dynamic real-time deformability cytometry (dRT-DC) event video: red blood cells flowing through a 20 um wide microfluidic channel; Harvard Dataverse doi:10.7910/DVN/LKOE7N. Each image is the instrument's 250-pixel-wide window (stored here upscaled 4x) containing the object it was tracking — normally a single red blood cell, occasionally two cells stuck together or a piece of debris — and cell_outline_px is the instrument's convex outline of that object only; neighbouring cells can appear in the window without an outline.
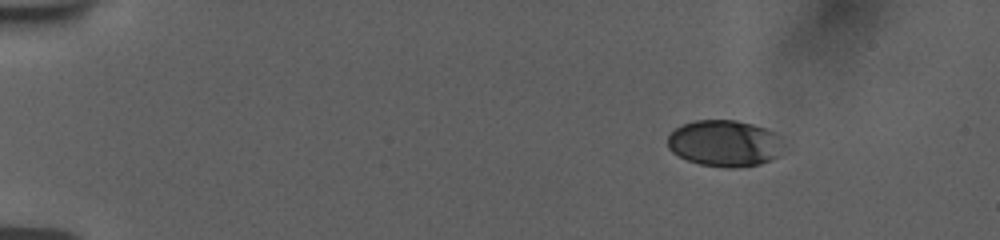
{"species": "human", "species_latin": "Homo sapiens", "temperature_condition": "room temperature", "stored_images_in_passage": 49, "camera_frame_rate_fps": 3000, "um_per_image_px": 0.085, "donor": {"sex": "female"}, "frame": {"image": 1, "passage_image": 1, "time_ms": 0.0, "image_size_px": [1000, 240], "cell_outline_px": [[780, 156], [760, 164], [732, 168], [700, 164], [688, 160], [672, 152], [668, 148], [668, 136], [676, 128], [684, 124], [696, 120], [736, 120], [752, 124], [764, 128], [772, 132], [780, 152]], "centroid_in_image_um": [61.51, 12.19], "position_along_channel_um": 23.5, "area_um2": 30.58}}
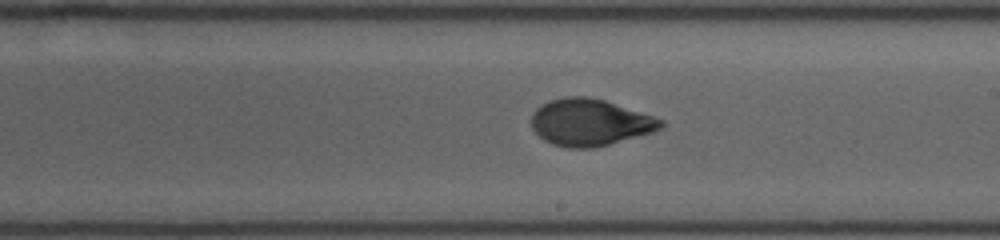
{"frame": {"image": 2, "passage_image": 27, "time_ms": 8.667, "image_size_px": [1000, 240], "cell_outline_px": [[664, 124], [660, 128], [652, 132], [608, 144], [592, 148], [568, 148], [552, 144], [544, 140], [532, 128], [532, 112], [540, 104], [564, 96], [588, 96], [604, 100], [664, 120]], "centroid_in_image_um": [50.1, 10.39], "position_along_channel_um": 238.9, "area_um2": 35.03}}
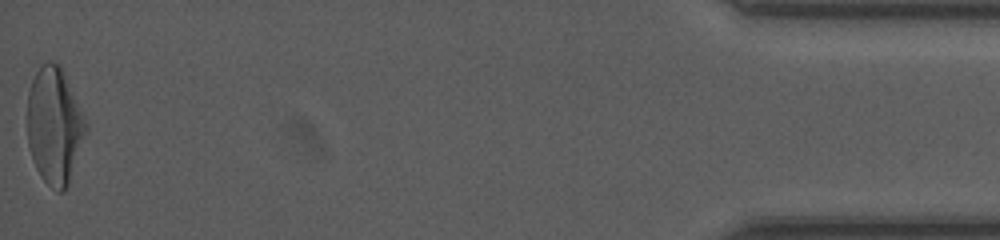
{"frame": {"image": 3, "passage_image": 49, "time_ms": 16.0, "image_size_px": [1000, 240], "cell_outline_px": [[88, 128], [68, 184], [64, 192], [56, 192], [40, 176], [36, 168], [28, 144], [28, 92], [32, 80], [40, 64], [48, 60], [52, 60], [60, 64], [88, 124]], "centroid_in_image_um": [4.63, 10.66], "position_along_channel_um": 430.6, "area_um2": 39.77}, "authors_computed_cell_mechanics": {"area_um2": 35.0268, "velocity_mm_per_s": 3.756, "shape_relaxation_time_tau1_ms": 3.9557, "shape_relaxation_time_tau2_ms": 0.7938, "deformation_change_tau1": 0.1751, "deformation_change_tau2": 0.053}}